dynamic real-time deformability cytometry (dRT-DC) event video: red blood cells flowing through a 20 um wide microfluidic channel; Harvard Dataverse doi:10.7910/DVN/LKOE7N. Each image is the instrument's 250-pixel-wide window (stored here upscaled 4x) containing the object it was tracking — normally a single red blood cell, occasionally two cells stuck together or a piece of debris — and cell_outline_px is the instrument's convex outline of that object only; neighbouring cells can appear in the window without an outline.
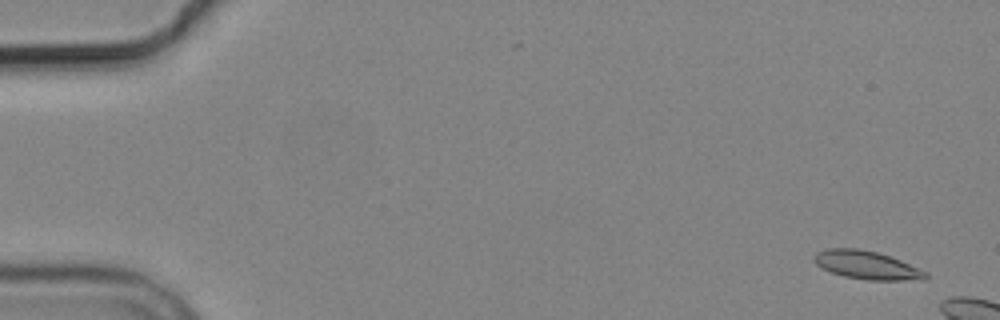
{"species": "common noctule bat (a hibernating species)", "species_latin": "Nyctalus noctula", "temperature_condition": "cold", "stored_images_in_passage": 3, "camera_frame_rate_fps": 3000, "um_per_image_px": 0.085, "animal": {"sex": "male", "body_mass_g": 19.2, "forearm_length_mm": 51.8}, "frame": {"image": 1, "passage_image": 1, "time_ms": 0.0, "image_size_px": [1000, 320], "cell_outline_px": [[928, 276], [924, 280], [868, 280], [844, 276], [820, 268], [812, 260], [816, 252], [828, 248], [860, 248], [876, 252], [900, 260], [928, 272]], "centroid_in_image_um": [73.66, 22.53], "position_along_channel_um": 11.3, "area_um2": 18.44}}